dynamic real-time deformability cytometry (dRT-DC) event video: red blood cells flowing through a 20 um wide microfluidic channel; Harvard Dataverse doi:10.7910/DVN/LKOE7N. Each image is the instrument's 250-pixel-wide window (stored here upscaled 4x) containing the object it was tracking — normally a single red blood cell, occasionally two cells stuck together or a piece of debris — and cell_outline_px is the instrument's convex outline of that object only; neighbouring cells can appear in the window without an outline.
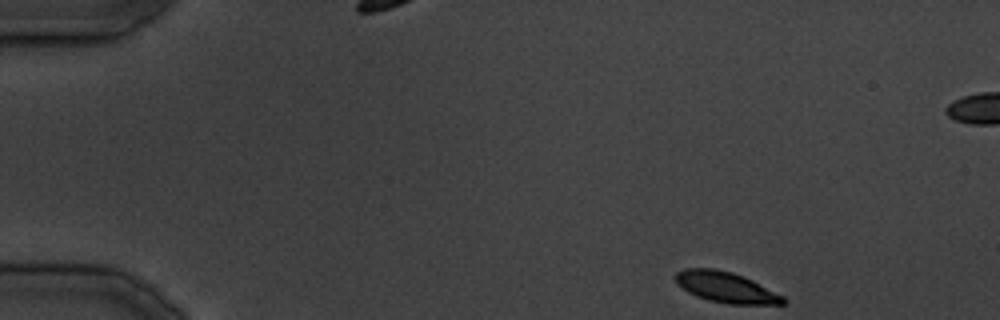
{"species": "common noctule bat (a hibernating species)", "species_latin": "Nyctalus noctula", "temperature_condition": "cold", "stored_images_in_passage": 33, "camera_frame_rate_fps": 3000, "um_per_image_px": 0.085, "animal": {"sex": "male", "body_mass_g": 19.5, "forearm_length_mm": 54.6}, "frame": {"image": 1, "passage_image": 1, "time_ms": 0.0, "image_size_px": [1000, 320], "cell_outline_px": [[788, 300], [784, 304], [728, 304], [708, 300], [696, 296], [688, 292], [676, 284], [672, 276], [676, 272], [684, 268], [716, 268], [732, 272], [744, 276], [784, 296]], "centroid_in_image_um": [61.67, 24.41], "position_along_channel_um": 23.3, "area_um2": 19.54}}
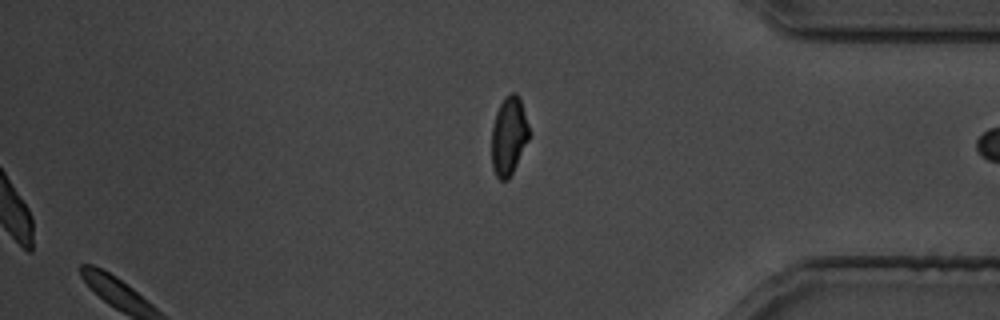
{"frame": {"image": 2, "passage_image": 33, "time_ms": 39.333, "image_size_px": [1000, 320], "cell_outline_px": [[528, 140], [508, 180], [500, 180], [496, 176], [492, 168], [492, 128], [496, 112], [504, 96], [508, 92], [516, 92], [520, 100], [528, 124]], "centroid_in_image_um": [43.22, 11.53], "position_along_channel_um": 392.0, "area_um2": 16.88}}